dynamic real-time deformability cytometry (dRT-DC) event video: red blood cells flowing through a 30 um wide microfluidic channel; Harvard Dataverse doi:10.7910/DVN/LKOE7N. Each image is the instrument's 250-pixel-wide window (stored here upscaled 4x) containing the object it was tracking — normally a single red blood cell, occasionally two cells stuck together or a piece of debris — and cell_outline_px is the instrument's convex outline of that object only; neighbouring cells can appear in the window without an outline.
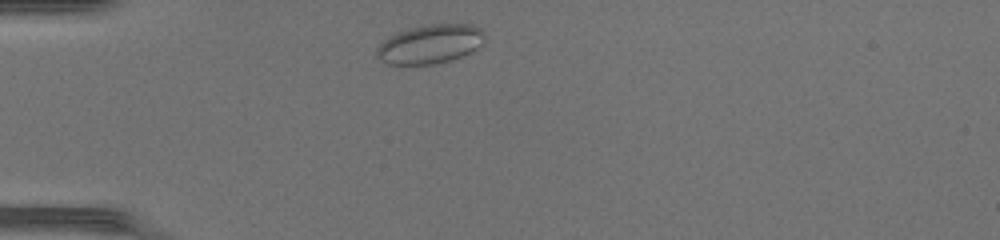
{"species": "common noctule bat (a hibernating species)", "species_latin": "Nyctalus noctula", "temperature_condition": "warm", "stored_images_in_passage": 36, "camera_frame_rate_fps": 3000, "um_per_image_px": 0.085, "animal": {"sex": "female", "body_mass_g": 17.0, "forearm_length_mm": 48.0}, "frame": {"image": 1, "passage_image": 2, "time_ms": 0.333, "image_size_px": [1000, 240], "cell_outline_px": [[484, 40], [476, 48], [460, 56], [448, 60], [432, 64], [388, 64], [376, 56], [376, 48], [388, 36], [396, 32], [408, 28], [428, 24], [472, 24], [480, 28], [484, 32]], "centroid_in_image_um": [36.52, 3.72], "position_along_channel_um": 48.5, "area_um2": 24.33}}
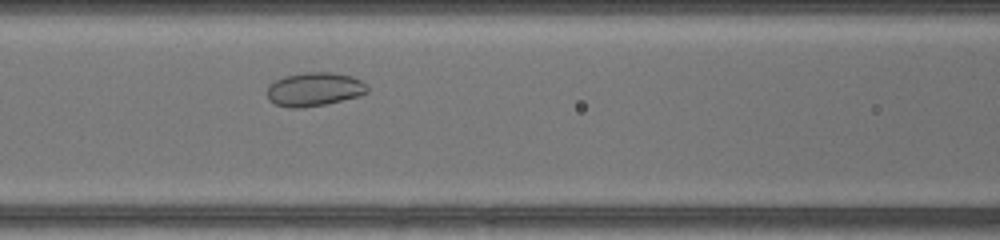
{"frame": {"image": 2, "passage_image": 10, "time_ms": 3.0, "image_size_px": [1000, 240], "cell_outline_px": [[368, 92], [360, 96], [328, 104], [300, 108], [292, 108], [276, 104], [268, 100], [268, 84], [284, 76], [304, 72], [332, 72], [352, 76], [360, 80], [368, 88]], "centroid_in_image_um": [26.72, 7.59], "position_along_channel_um": 139.9, "area_um2": 19.83}}
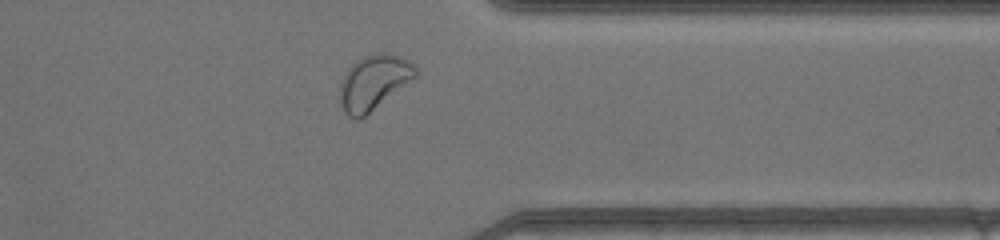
{"frame": {"image": 3, "passage_image": 27, "time_ms": 8.667, "image_size_px": [1000, 240], "cell_outline_px": [[416, 76], [364, 116], [356, 120], [348, 116], [344, 112], [340, 104], [340, 84], [348, 68], [356, 60], [364, 56], [376, 52], [384, 52], [400, 56], [408, 60], [416, 68]], "centroid_in_image_um": [31.73, 6.98], "position_along_channel_um": 379.7, "area_um2": 23.7}}